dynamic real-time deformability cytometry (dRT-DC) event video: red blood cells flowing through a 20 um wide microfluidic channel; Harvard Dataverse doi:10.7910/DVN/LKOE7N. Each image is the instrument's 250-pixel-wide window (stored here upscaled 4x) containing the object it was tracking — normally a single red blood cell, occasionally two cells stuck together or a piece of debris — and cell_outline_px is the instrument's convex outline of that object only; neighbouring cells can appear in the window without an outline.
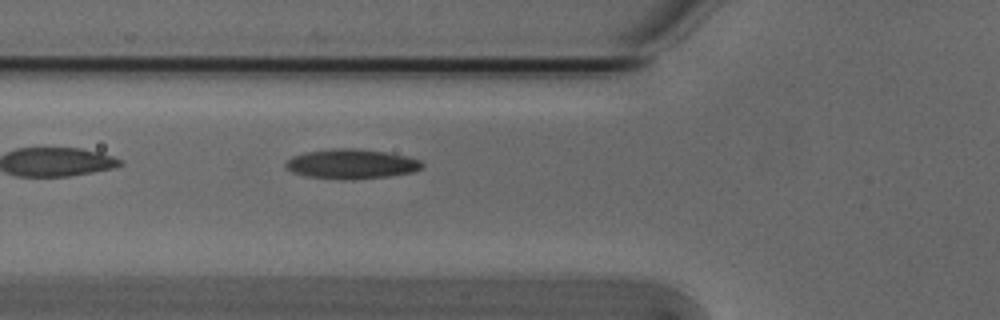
{"species": "Egyptian fruit bat (a non-hibernating species)", "species_latin": "Rousettus aegyptiacus", "temperature_condition": "cold", "stored_images_in_passage": 3, "camera_frame_rate_fps": 3000, "um_per_image_px": 0.085, "animal": {"sex": "male"}, "frame": {"image": 1, "passage_image": 3, "time_ms": 0.667, "image_size_px": [1000, 320], "cell_outline_px": [[424, 168], [412, 172], [388, 176], [352, 180], [340, 180], [308, 176], [292, 172], [284, 164], [292, 156], [304, 152], [332, 148], [356, 148], [388, 152], [408, 156], [420, 160], [424, 164]], "centroid_in_image_um": [29.9, 13.93], "position_along_channel_um": 95.9, "area_um2": 23.87}}